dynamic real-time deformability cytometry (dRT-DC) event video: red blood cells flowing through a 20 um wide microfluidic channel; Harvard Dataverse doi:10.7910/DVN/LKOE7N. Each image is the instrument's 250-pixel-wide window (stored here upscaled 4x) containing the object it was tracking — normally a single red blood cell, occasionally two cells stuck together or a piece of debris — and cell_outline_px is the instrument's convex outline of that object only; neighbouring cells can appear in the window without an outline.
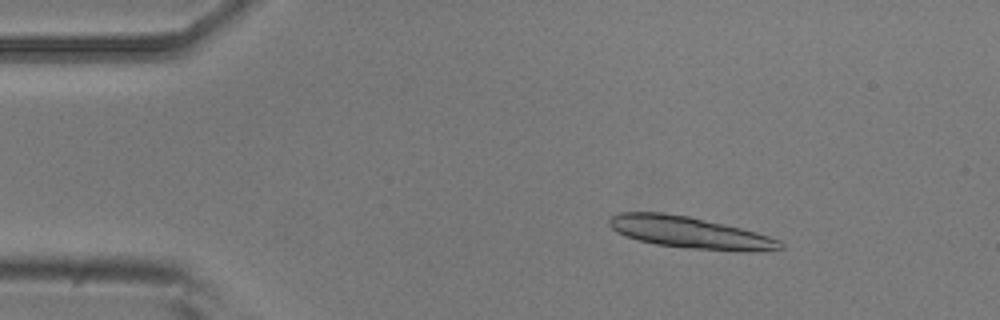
{"species": "common noctule bat (a hibernating species)", "species_latin": "Nyctalus noctula", "temperature_condition": "room temperature", "stored_images_in_passage": 6, "camera_frame_rate_fps": 3000, "um_per_image_px": 0.085, "animal": {"sex": "male", "body_mass_g": 20.5, "forearm_length_mm": 52.5}, "frame": {"image": 1, "passage_image": 2, "time_ms": 1.333, "image_size_px": [1000, 320], "cell_outline_px": [[784, 248], [692, 248], [656, 244], [624, 236], [616, 232], [608, 224], [608, 220], [612, 216], [620, 212], [664, 212], [688, 216], [724, 224], [740, 228], [768, 236], [780, 240], [784, 244]], "centroid_in_image_um": [58.41, 19.69], "position_along_channel_um": 26.6, "area_um2": 29.94}}
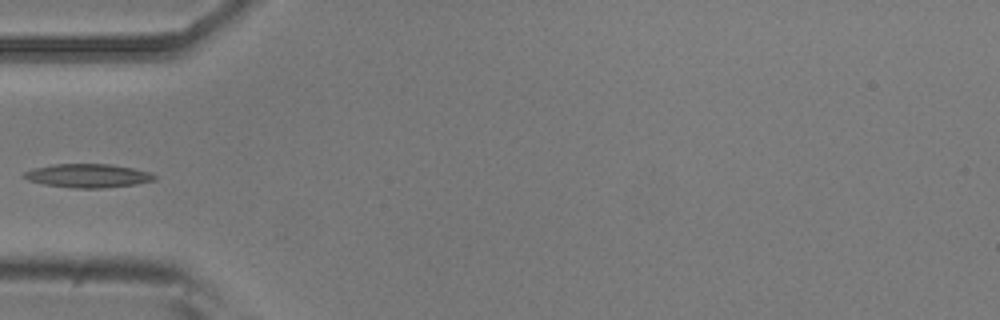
{"frame": {"image": 2, "passage_image": 5, "time_ms": 4.667, "image_size_px": [1000, 320], "cell_outline_px": [[156, 180], [136, 184], [100, 188], [76, 188], [44, 184], [28, 180], [20, 176], [24, 172], [32, 168], [56, 164], [108, 164], [132, 168], [152, 172], [156, 176]], "centroid_in_image_um": [7.46, 14.93], "position_along_channel_um": 77.5, "area_um2": 17.98}}
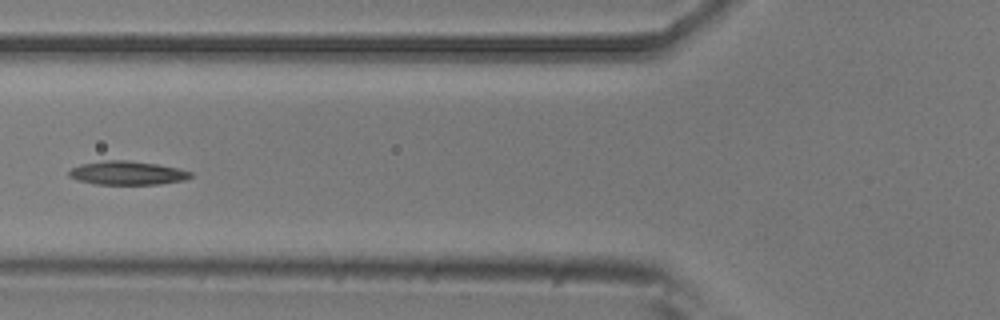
{"frame": {"image": 3, "passage_image": 6, "time_ms": 5.667, "image_size_px": [1000, 320], "cell_outline_px": [[192, 176], [184, 180], [160, 184], [96, 184], [76, 180], [68, 176], [68, 172], [72, 168], [80, 164], [104, 160], [128, 160], [156, 164], [176, 168], [192, 172]], "centroid_in_image_um": [10.78, 14.7], "position_along_channel_um": 115.0, "area_um2": 16.76}}